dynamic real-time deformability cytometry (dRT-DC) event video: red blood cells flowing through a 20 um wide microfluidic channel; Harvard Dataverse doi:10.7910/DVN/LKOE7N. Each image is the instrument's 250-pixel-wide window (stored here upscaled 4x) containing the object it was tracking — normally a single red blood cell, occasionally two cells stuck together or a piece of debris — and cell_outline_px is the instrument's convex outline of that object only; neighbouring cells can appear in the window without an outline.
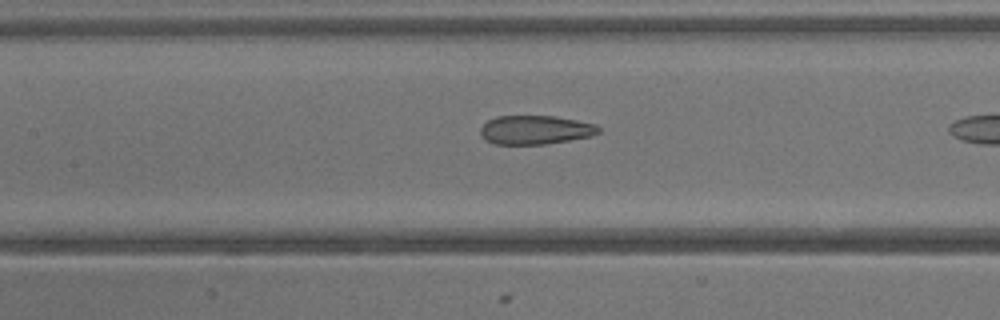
{"species": "common noctule bat (a hibernating species)", "species_latin": "Nyctalus noctula", "temperature_condition": "warm", "stored_images_in_passage": 26, "camera_frame_rate_fps": 3000, "um_per_image_px": 0.085, "animal": {"sex": "male", "body_mass_g": 13.3}, "frame": {"image": 1, "passage_image": 15, "time_ms": 4.667, "image_size_px": [1000, 320], "cell_outline_px": [[600, 132], [592, 136], [544, 144], [496, 144], [484, 140], [480, 132], [480, 128], [488, 120], [496, 116], [556, 116], [596, 124], [600, 128]], "centroid_in_image_um": [45.5, 11.03], "position_along_channel_um": 161.9, "area_um2": 19.88}}
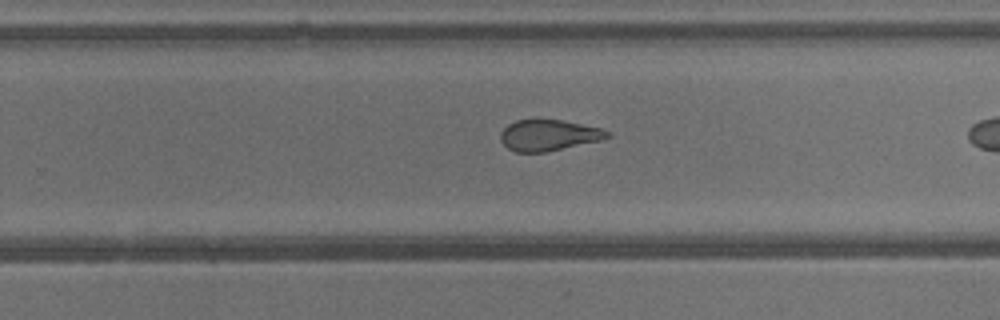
{"frame": {"image": 2, "passage_image": 22, "time_ms": 7.0, "image_size_px": [1000, 320], "cell_outline_px": [[612, 136], [600, 140], [544, 152], [516, 152], [508, 148], [500, 140], [500, 132], [508, 124], [516, 120], [536, 116], [560, 120], [600, 128], [612, 132]], "centroid_in_image_um": [46.59, 11.45], "position_along_channel_um": 283.2, "area_um2": 19.71}}